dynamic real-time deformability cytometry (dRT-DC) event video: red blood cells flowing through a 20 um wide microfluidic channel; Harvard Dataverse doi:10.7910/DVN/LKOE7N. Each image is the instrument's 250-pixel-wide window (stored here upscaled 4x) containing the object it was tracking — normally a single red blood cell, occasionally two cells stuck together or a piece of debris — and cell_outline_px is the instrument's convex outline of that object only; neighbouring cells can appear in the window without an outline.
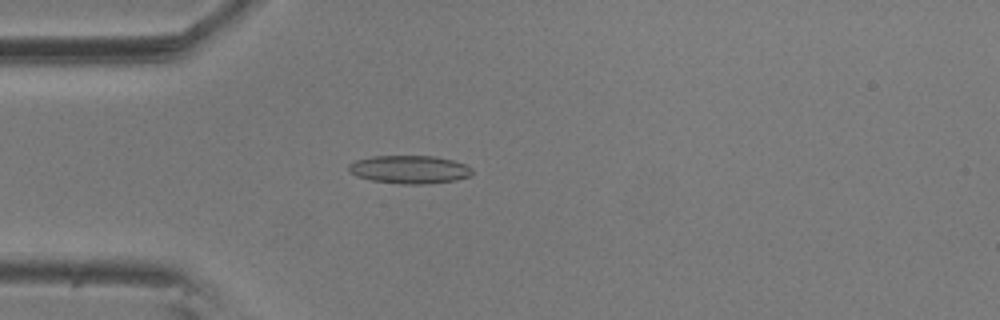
{"species": "common noctule bat (a hibernating species)", "species_latin": "Nyctalus noctula", "temperature_condition": "room temperature", "stored_images_in_passage": 5, "camera_frame_rate_fps": 3000, "um_per_image_px": 0.085, "animal": {"sex": "male", "body_mass_g": 20.5, "forearm_length_mm": 52.5}, "frame": {"image": 1, "passage_image": 4, "time_ms": 1.0, "image_size_px": [1000, 320], "cell_outline_px": [[472, 176], [456, 180], [428, 184], [400, 184], [372, 180], [356, 176], [348, 172], [348, 164], [356, 160], [372, 156], [436, 156], [452, 160], [464, 164], [472, 168]], "centroid_in_image_um": [34.8, 14.41], "position_along_channel_um": 50.2, "area_um2": 20.4}}